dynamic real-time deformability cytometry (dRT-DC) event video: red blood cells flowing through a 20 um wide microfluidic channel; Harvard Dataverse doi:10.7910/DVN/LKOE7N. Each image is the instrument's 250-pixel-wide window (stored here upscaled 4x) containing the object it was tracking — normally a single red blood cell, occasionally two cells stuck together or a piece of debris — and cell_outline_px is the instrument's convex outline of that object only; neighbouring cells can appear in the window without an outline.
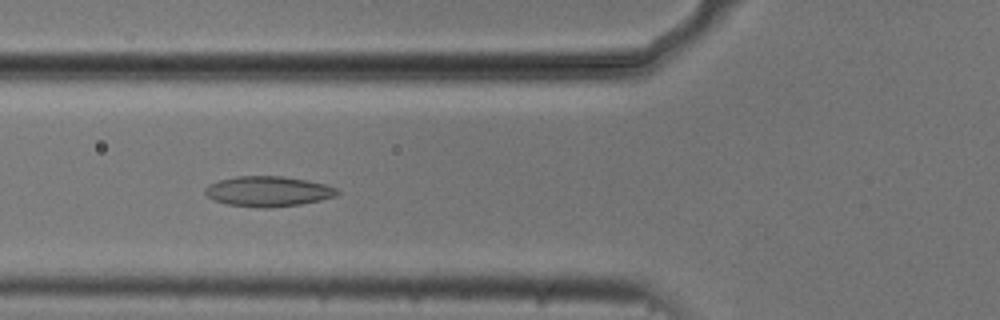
{"species": "common noctule bat (a hibernating species)", "species_latin": "Nyctalus noctula", "temperature_condition": "cold", "stored_images_in_passage": 53, "camera_frame_rate_fps": 3000, "um_per_image_px": 0.085, "animal": {"sex": "male", "body_mass_g": 20.5, "forearm_length_mm": 52.5}, "frame": {"image": 1, "passage_image": 19, "time_ms": 6.0, "image_size_px": [1000, 320], "cell_outline_px": [[340, 192], [336, 196], [320, 200], [300, 204], [268, 208], [260, 208], [228, 204], [212, 200], [204, 192], [204, 188], [208, 184], [220, 180], [236, 176], [280, 176], [308, 180], [324, 184], [336, 188]], "centroid_in_image_um": [22.77, 16.26], "position_along_channel_um": 103.0, "area_um2": 23.29}}
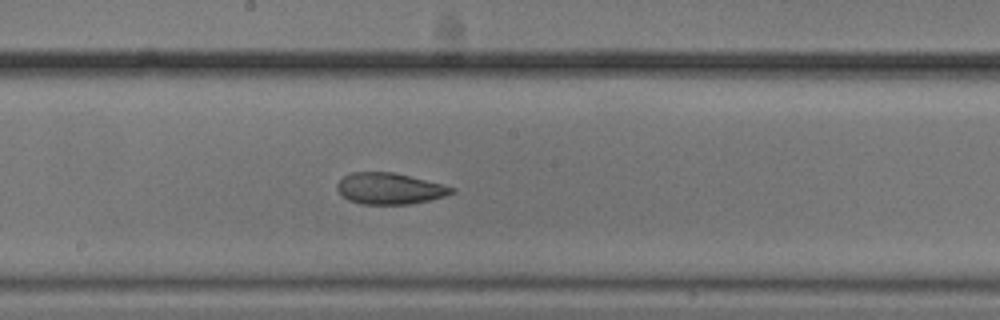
{"frame": {"image": 2, "passage_image": 28, "time_ms": 9.0, "image_size_px": [1000, 320], "cell_outline_px": [[456, 192], [444, 196], [428, 200], [408, 204], [360, 204], [348, 200], [336, 188], [336, 184], [344, 176], [352, 172], [392, 172], [444, 184], [456, 188]], "centroid_in_image_um": [33.13, 16.02], "position_along_channel_um": 215.1, "area_um2": 20.81}}
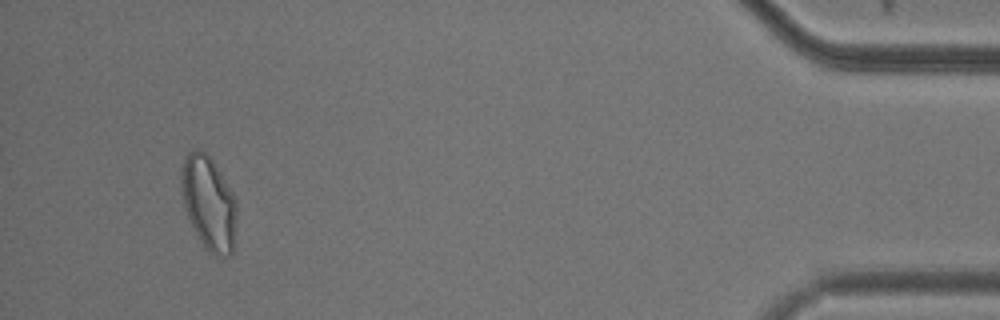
{"frame": {"image": 3, "passage_image": 50, "time_ms": 16.333, "image_size_px": [1000, 320], "cell_outline_px": [[236, 216], [232, 256], [224, 260], [208, 252], [204, 248], [184, 208], [180, 188], [180, 172], [184, 156], [192, 148], [196, 148], [204, 152], [212, 160], [236, 196]], "centroid_in_image_um": [17.74, 17.27], "position_along_channel_um": 417.5, "area_um2": 30.87}, "authors_computed_cell_mechanics": {"area_um2": 23.987, "velocity_mm_per_s": 3.7184, "shape_relaxation_time_tau1_ms": null, "shape_relaxation_time_tau2_ms": 2.0455, "deformation_change_tau1": null, "deformation_change_tau2": 0.0777}}